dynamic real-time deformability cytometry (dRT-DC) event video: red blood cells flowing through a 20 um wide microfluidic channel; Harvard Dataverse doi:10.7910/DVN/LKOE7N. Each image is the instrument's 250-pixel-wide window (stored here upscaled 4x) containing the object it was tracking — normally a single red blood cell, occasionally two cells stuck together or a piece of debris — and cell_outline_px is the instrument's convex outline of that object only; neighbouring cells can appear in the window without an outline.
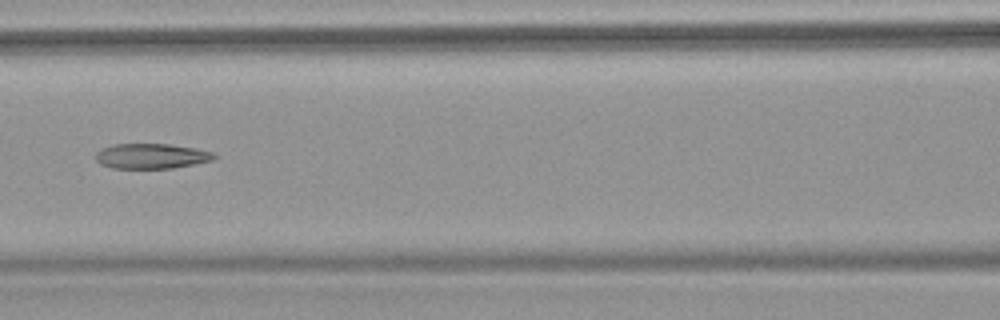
{"species": "common noctule bat (a hibernating species)", "species_latin": "Nyctalus noctula", "temperature_condition": "warm", "stored_images_in_passage": 7, "camera_frame_rate_fps": 3000, "um_per_image_px": 0.085, "animal": {"sex": "female", "body_mass_g": 18.4}, "frame": {"image": 1, "passage_image": 7, "time_ms": 7.0, "image_size_px": [1000, 320], "cell_outline_px": [[216, 156], [212, 160], [172, 168], [112, 168], [100, 164], [96, 160], [96, 152], [100, 148], [112, 144], [168, 144], [196, 148], [212, 152]], "centroid_in_image_um": [12.81, 13.26], "position_along_channel_um": 153.8, "area_um2": 17.28}}